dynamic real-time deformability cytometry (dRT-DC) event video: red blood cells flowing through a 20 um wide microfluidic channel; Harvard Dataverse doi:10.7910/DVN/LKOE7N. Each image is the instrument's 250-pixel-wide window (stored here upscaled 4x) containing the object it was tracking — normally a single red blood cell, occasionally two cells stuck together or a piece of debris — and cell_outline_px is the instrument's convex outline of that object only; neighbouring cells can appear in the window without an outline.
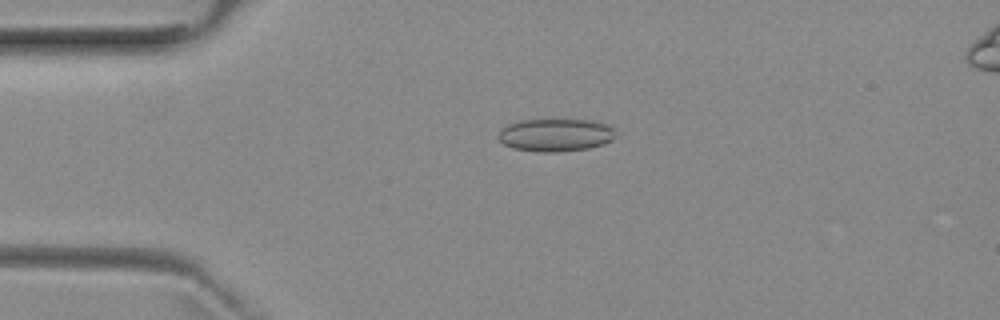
{"species": "common noctule bat (a hibernating species)", "species_latin": "Nyctalus noctula", "temperature_condition": "room temperature", "stored_images_in_passage": 52, "camera_frame_rate_fps": 3000, "um_per_image_px": 0.085, "animal": {"sex": "female", "body_mass_g": 29.2, "forearm_length_mm": 56.3}, "frame": {"image": 1, "passage_image": 12, "time_ms": 3.667, "image_size_px": [1000, 320], "cell_outline_px": [[616, 136], [612, 140], [604, 144], [588, 148], [556, 152], [540, 152], [512, 148], [504, 144], [496, 136], [508, 124], [520, 120], [592, 120], [612, 124]], "centroid_in_image_um": [47.27, 11.47], "position_along_channel_um": 37.7, "area_um2": 22.54}}
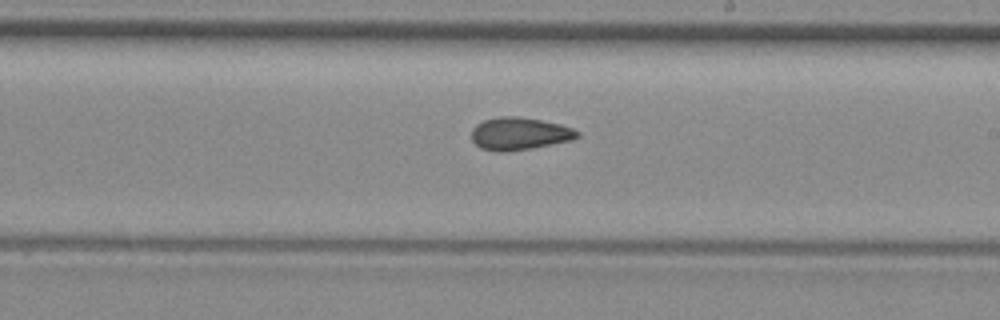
{"frame": {"image": 2, "passage_image": 30, "time_ms": 9.667, "image_size_px": [1000, 320], "cell_outline_px": [[580, 136], [572, 140], [532, 148], [508, 152], [500, 152], [480, 148], [472, 140], [472, 128], [476, 124], [484, 120], [500, 116], [516, 116], [540, 120], [560, 124], [572, 128], [580, 132]], "centroid_in_image_um": [44.15, 11.37], "position_along_channel_um": 244.9, "area_um2": 20.11}}
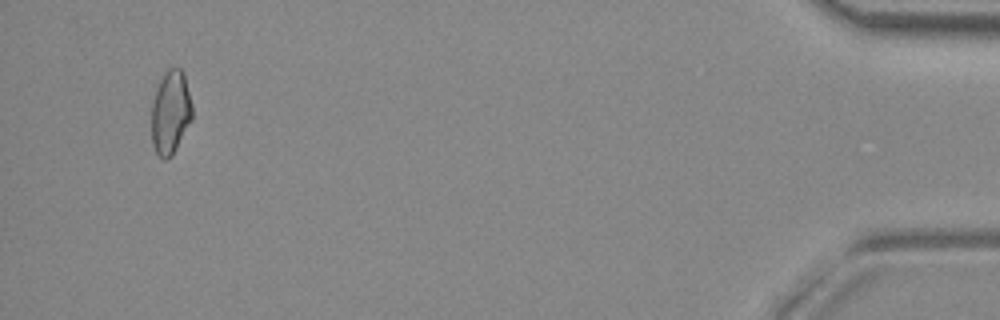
{"frame": {"image": 3, "passage_image": 50, "time_ms": 16.333, "image_size_px": [1000, 320], "cell_outline_px": [[192, 116], [172, 156], [164, 160], [156, 152], [152, 144], [152, 100], [156, 88], [164, 72], [168, 68], [180, 68], [184, 72], [192, 104]], "centroid_in_image_um": [14.48, 9.51], "position_along_channel_um": 420.7, "area_um2": 19.71}, "authors_computed_cell_mechanics": {"area_um2": 20.0277, "velocity_mm_per_s": 3.9455, "shape_relaxation_time_tau1_ms": null, "shape_relaxation_time_tau2_ms": 2.7274, "deformation_change_tau1": null, "deformation_change_tau2": 0.0781}}